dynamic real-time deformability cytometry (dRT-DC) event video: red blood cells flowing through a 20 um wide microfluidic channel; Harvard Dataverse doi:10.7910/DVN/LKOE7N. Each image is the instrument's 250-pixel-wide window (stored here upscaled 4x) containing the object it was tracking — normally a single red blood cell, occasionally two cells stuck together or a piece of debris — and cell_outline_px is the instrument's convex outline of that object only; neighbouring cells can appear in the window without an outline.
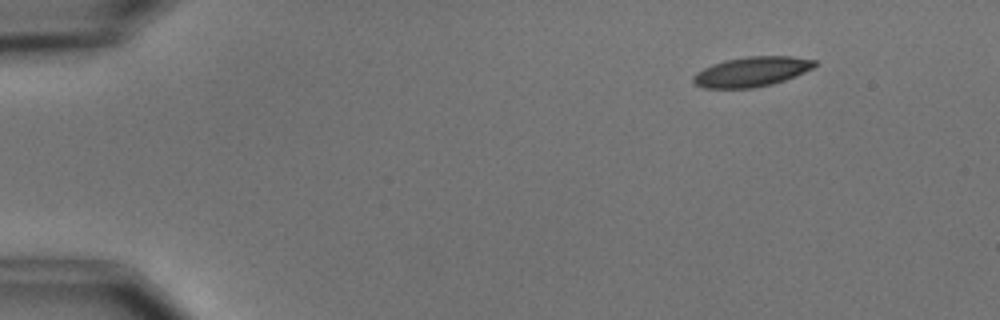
{"species": "common noctule bat (a hibernating species)", "species_latin": "Nyctalus noctula", "temperature_condition": "cold", "stored_images_in_passage": 4, "camera_frame_rate_fps": 3000, "um_per_image_px": 0.085, "animal": {"sex": "male", "body_mass_g": 15.6}, "frame": {"image": 1, "passage_image": 1, "time_ms": 0.0, "image_size_px": [1000, 320], "cell_outline_px": [[816, 64], [812, 68], [796, 76], [772, 84], [752, 88], [704, 88], [696, 84], [692, 80], [692, 76], [696, 72], [712, 64], [724, 60], [748, 56], [792, 56], [816, 60]], "centroid_in_image_um": [63.88, 6.09], "position_along_channel_um": 21.1, "area_um2": 21.1}}
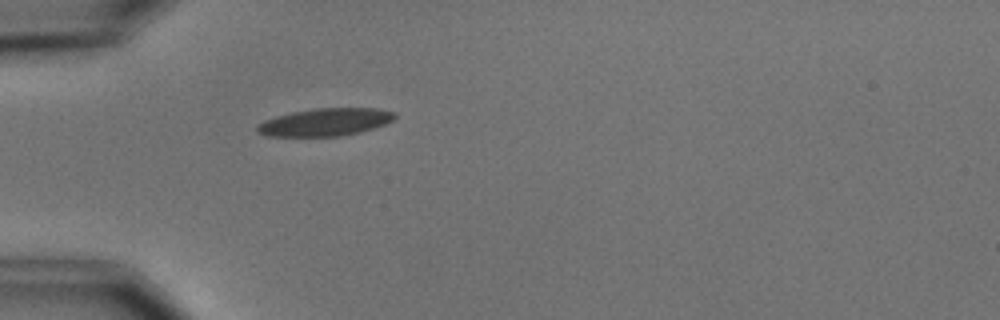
{"frame": {"image": 2, "passage_image": 4, "time_ms": 3.333, "image_size_px": [1000, 320], "cell_outline_px": [[396, 116], [392, 120], [384, 124], [360, 132], [340, 136], [264, 136], [256, 132], [256, 124], [264, 120], [276, 116], [292, 112], [316, 108], [380, 108], [396, 112]], "centroid_in_image_um": [27.61, 10.38], "position_along_channel_um": 57.4, "area_um2": 22.25}}